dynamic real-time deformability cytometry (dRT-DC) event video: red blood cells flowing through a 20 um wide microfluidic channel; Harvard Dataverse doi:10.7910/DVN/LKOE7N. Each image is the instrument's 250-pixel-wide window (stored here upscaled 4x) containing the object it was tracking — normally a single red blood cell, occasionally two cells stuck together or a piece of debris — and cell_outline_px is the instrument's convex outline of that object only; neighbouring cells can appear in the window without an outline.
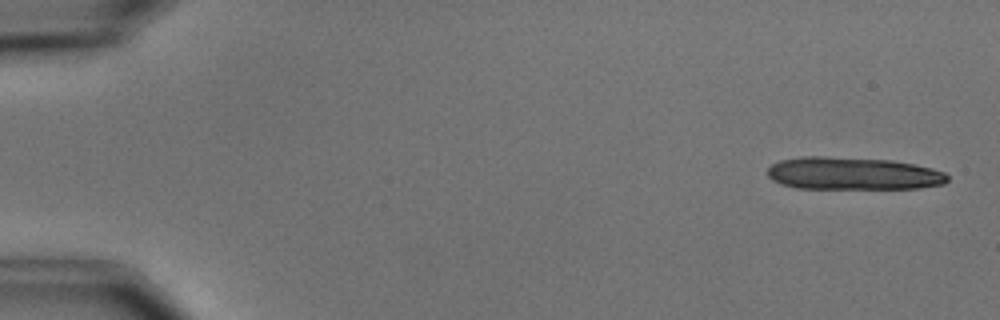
{"species": "common noctule bat (a hibernating species)", "species_latin": "Nyctalus noctula", "temperature_condition": "cold", "stored_images_in_passage": 5, "camera_frame_rate_fps": 3000, "um_per_image_px": 0.085, "animal": {"sex": "male", "body_mass_g": 15.6}, "frame": {"image": 1, "passage_image": 1, "time_ms": 0.0, "image_size_px": [1000, 320], "cell_outline_px": [[948, 180], [944, 184], [920, 188], [796, 188], [780, 184], [772, 180], [768, 176], [768, 168], [772, 164], [780, 160], [804, 156], [824, 156], [892, 160], [916, 164], [932, 168], [944, 172], [948, 176]], "centroid_in_image_um": [72.5, 14.74], "position_along_channel_um": 12.5, "area_um2": 34.33}}